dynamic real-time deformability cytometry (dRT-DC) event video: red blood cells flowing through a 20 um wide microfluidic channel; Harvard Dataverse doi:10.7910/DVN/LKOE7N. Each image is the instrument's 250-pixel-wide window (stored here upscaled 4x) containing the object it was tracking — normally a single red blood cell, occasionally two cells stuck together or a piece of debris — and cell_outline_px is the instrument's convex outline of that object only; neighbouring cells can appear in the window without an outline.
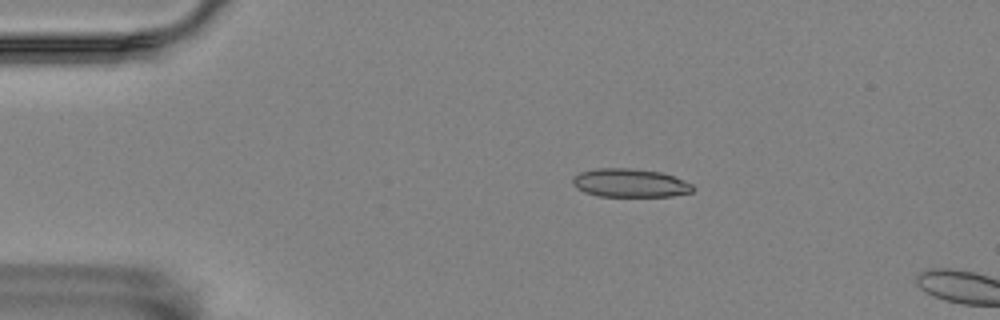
{"species": "Egyptian fruit bat (a non-hibernating species)", "species_latin": "Rousettus aegyptiacus", "temperature_condition": "room temperature", "stored_images_in_passage": 4, "camera_frame_rate_fps": 3000, "um_per_image_px": 0.085, "animal": {"sex": "female"}, "frame": {"image": 1, "passage_image": 3, "time_ms": 0.667, "image_size_px": [1000, 320], "cell_outline_px": [[696, 188], [692, 192], [672, 196], [600, 196], [584, 192], [576, 188], [572, 184], [572, 180], [580, 172], [596, 168], [628, 168], [660, 172], [672, 176], [692, 184]], "centroid_in_image_um": [53.54, 15.56], "position_along_channel_um": 31.5, "area_um2": 19.83}}